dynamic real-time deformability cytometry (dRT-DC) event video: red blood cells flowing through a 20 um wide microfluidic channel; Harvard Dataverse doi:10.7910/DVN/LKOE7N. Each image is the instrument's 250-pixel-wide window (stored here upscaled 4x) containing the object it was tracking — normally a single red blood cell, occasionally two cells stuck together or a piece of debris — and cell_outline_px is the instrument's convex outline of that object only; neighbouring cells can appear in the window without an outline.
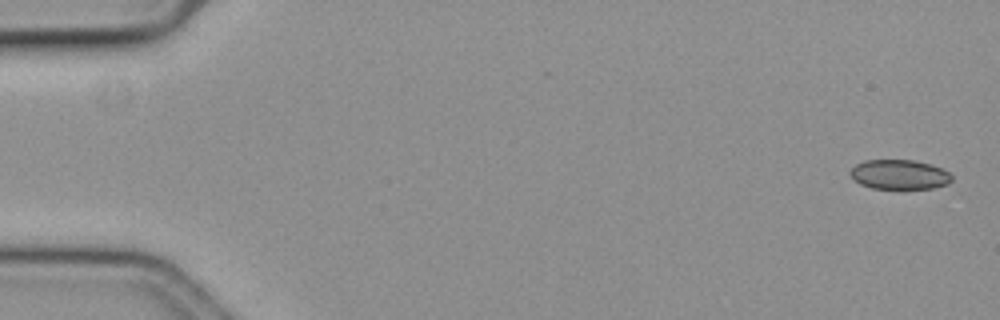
{"species": "common noctule bat (a hibernating species)", "species_latin": "Nyctalus noctula", "temperature_condition": "cold", "stored_images_in_passage": 12, "camera_frame_rate_fps": 3000, "um_per_image_px": 0.085, "animal": {"sex": "female", "body_mass_g": 19.3, "forearm_length_mm": 54.1}, "frame": {"image": 1, "passage_image": 1, "time_ms": 0.0, "image_size_px": [1000, 320], "cell_outline_px": [[952, 180], [948, 184], [932, 188], [872, 188], [860, 184], [848, 172], [856, 164], [864, 160], [912, 160], [932, 164], [948, 172], [952, 176]], "centroid_in_image_um": [76.45, 14.82], "position_along_channel_um": 8.5, "area_um2": 17.4}}